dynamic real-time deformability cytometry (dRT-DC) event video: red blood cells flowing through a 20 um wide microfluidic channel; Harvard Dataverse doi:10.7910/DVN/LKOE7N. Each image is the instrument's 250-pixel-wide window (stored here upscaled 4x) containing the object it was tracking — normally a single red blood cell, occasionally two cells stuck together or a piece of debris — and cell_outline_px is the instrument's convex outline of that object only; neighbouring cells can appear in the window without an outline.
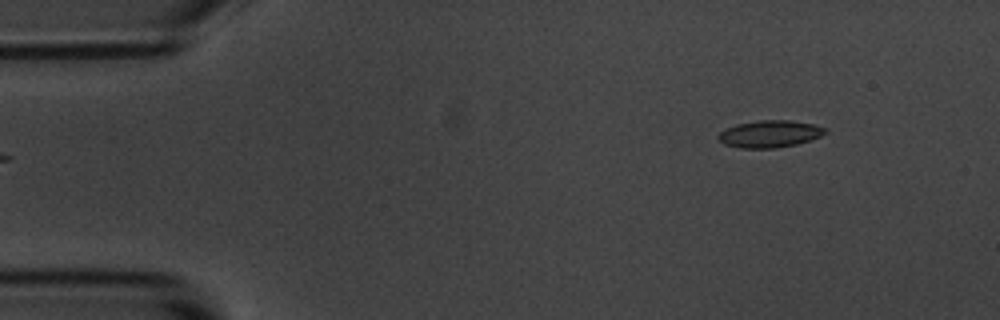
{"species": "common noctule bat (a hibernating species)", "species_latin": "Nyctalus noctula", "temperature_condition": "room temperature", "stored_images_in_passage": 51, "camera_frame_rate_fps": 3000, "um_per_image_px": 0.085, "animal": {"sex": "male", "body_mass_g": 20.1, "forearm_length_mm": 53.5}, "frame": {"image": 1, "passage_image": 3, "time_ms": 0.667, "image_size_px": [1000, 320], "cell_outline_px": [[828, 132], [820, 136], [796, 144], [776, 148], [740, 148], [724, 144], [716, 136], [720, 132], [736, 124], [760, 120], [788, 120], [812, 124], [828, 128]], "centroid_in_image_um": [65.43, 11.38], "position_along_channel_um": 19.6, "area_um2": 16.76}}
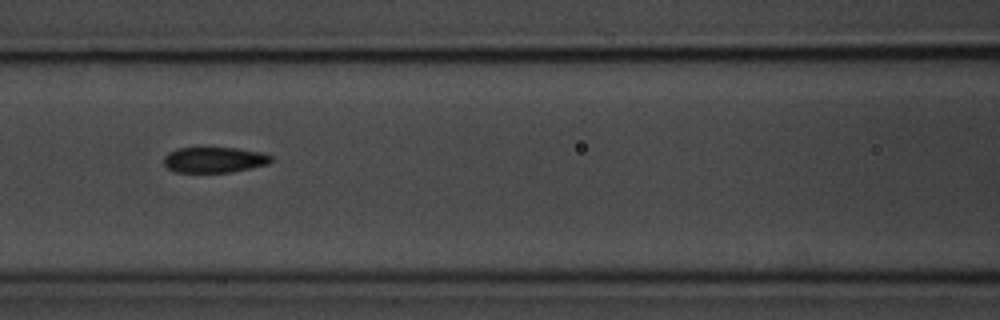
{"frame": {"image": 2, "passage_image": 20, "time_ms": 6.333, "image_size_px": [1000, 320], "cell_outline_px": [[272, 160], [268, 164], [228, 172], [176, 172], [168, 168], [164, 164], [164, 156], [168, 152], [176, 148], [236, 148], [260, 152], [272, 156]], "centroid_in_image_um": [18.18, 13.58], "position_along_channel_um": 148.4, "area_um2": 15.84}}
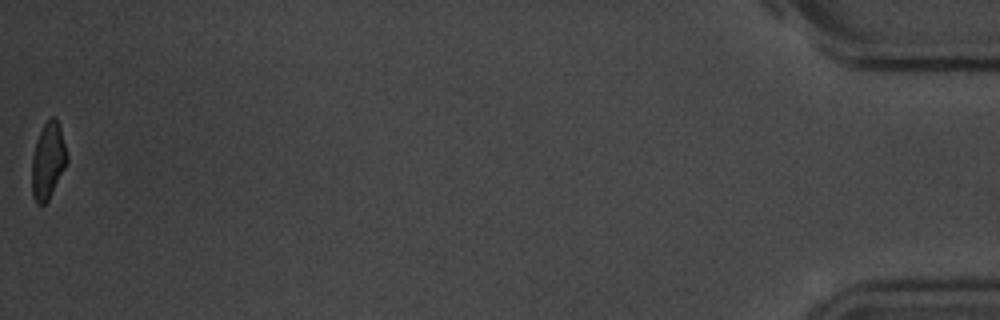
{"frame": {"image": 3, "passage_image": 51, "time_ms": 16.667, "image_size_px": [1000, 320], "cell_outline_px": [[68, 160], [48, 200], [44, 204], [36, 204], [32, 196], [32, 156], [36, 140], [44, 124], [52, 116], [56, 116], [60, 128], [68, 156]], "centroid_in_image_um": [4.07, 13.66], "position_along_channel_um": 431.1, "area_um2": 15.49}, "authors_computed_cell_mechanics": {"area_um2": 16.5886, "velocity_mm_per_s": 3.6953, "shape_relaxation_time_tau1_ms": 4.7918, "shape_relaxation_time_tau2_ms": 2.4202, "deformation_change_tau1": 0.1459, "deformation_change_tau2": 0.0845}}